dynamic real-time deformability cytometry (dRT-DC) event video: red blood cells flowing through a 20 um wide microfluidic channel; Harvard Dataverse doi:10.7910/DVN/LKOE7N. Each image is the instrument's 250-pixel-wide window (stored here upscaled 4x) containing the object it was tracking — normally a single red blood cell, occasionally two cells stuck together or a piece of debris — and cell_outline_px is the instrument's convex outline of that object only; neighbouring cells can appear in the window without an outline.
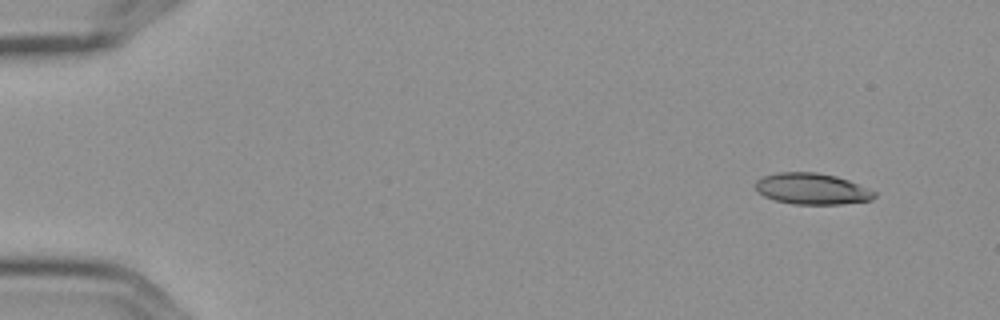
{"species": "Egyptian fruit bat (a non-hibernating species)", "species_latin": "Rousettus aegyptiacus", "temperature_condition": "cold", "stored_images_in_passage": 9, "camera_frame_rate_fps": 3000, "um_per_image_px": 0.085, "frame": {"image": 1, "passage_image": 2, "time_ms": 0.333, "image_size_px": [1000, 320], "cell_outline_px": [[876, 196], [872, 200], [840, 204], [792, 204], [776, 200], [764, 196], [756, 188], [756, 180], [764, 176], [776, 172], [816, 172], [836, 176], [848, 180], [876, 192]], "centroid_in_image_um": [69.02, 16.04], "position_along_channel_um": 16.0, "area_um2": 21.5}}
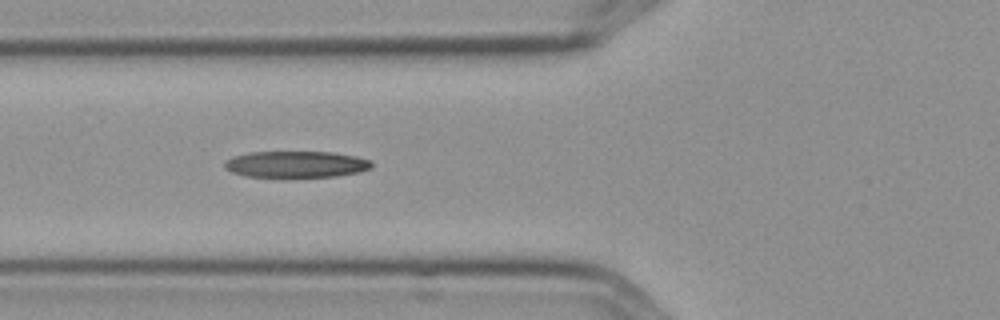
{"frame": {"image": 2, "passage_image": 7, "time_ms": 2.0, "image_size_px": [1000, 320], "cell_outline_px": [[372, 168], [360, 172], [336, 176], [248, 176], [232, 172], [224, 168], [224, 164], [232, 156], [248, 152], [332, 152], [356, 156], [368, 160], [372, 164]], "centroid_in_image_um": [25.17, 13.95], "position_along_channel_um": 100.6, "area_um2": 22.37}}
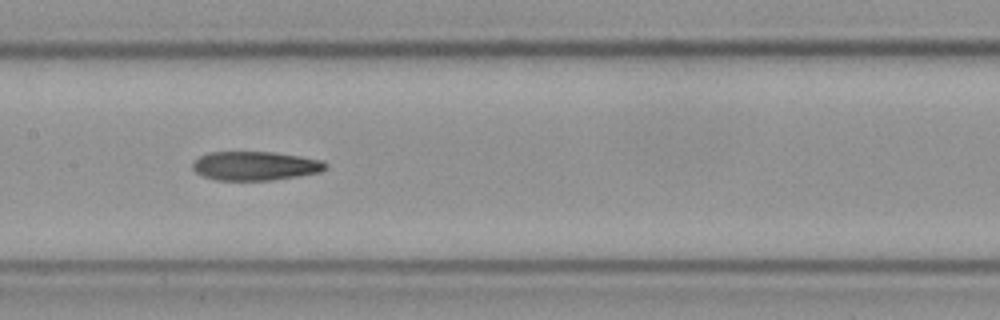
{"frame": {"image": 3, "passage_image": 9, "time_ms": 2.667, "image_size_px": [1000, 320], "cell_outline_px": [[328, 164], [320, 172], [272, 180], [216, 180], [204, 176], [196, 172], [192, 168], [192, 164], [200, 156], [208, 152], [276, 152], [324, 160]], "centroid_in_image_um": [21.7, 14.09], "position_along_channel_um": 185.7, "area_um2": 22.37}}